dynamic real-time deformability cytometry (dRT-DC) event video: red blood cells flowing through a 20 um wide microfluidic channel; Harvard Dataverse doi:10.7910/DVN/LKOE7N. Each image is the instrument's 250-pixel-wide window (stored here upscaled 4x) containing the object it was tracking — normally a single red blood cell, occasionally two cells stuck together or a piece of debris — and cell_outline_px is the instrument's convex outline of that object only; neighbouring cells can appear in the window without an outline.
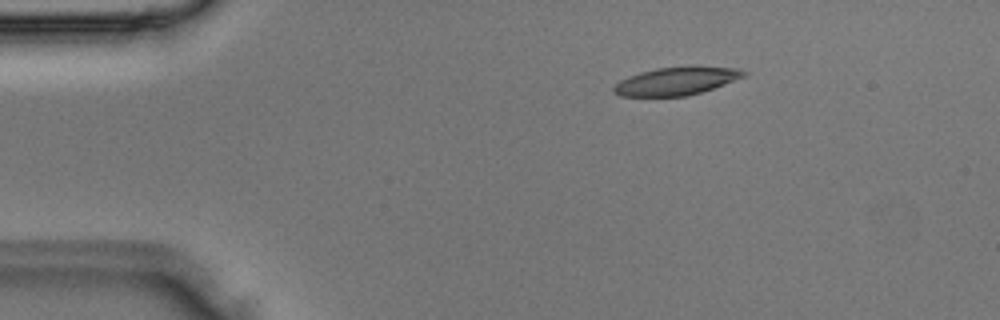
{"species": "Egyptian fruit bat (a non-hibernating species)", "species_latin": "Rousettus aegyptiacus", "temperature_condition": "room temperature", "stored_images_in_passage": 3, "segment_of_instrument_passage": [1, 2], "camera_frame_rate_fps": 3000, "um_per_image_px": 0.085, "animal": {"sex": "male"}, "frame": {"image": 1, "passage_image": 2, "time_ms": 0.333, "image_size_px": [1000, 320], "cell_outline_px": [[748, 72], [744, 76], [724, 84], [688, 96], [620, 96], [612, 92], [612, 88], [620, 80], [628, 76], [640, 72], [656, 68], [736, 68]], "centroid_in_image_um": [57.39, 6.92], "position_along_channel_um": 27.6, "area_um2": 20.46}}